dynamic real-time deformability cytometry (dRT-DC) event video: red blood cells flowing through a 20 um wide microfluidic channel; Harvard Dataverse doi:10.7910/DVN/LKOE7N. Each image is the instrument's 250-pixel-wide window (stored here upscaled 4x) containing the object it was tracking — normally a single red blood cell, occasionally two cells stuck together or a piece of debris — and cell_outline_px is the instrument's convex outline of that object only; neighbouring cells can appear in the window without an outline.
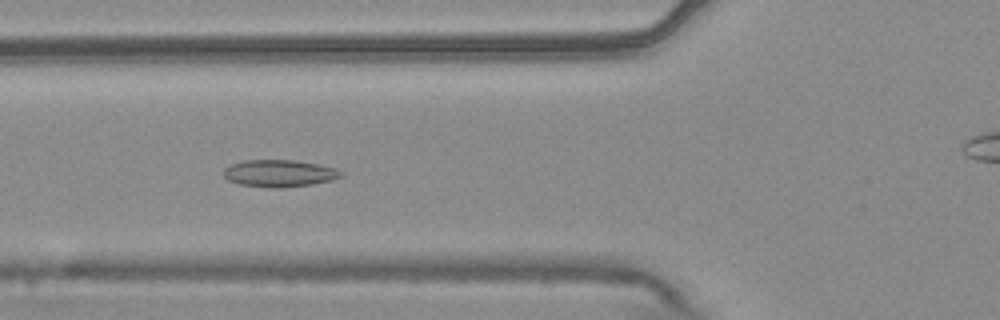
{"species": "common noctule bat (a hibernating species)", "species_latin": "Nyctalus noctula", "temperature_condition": "warm", "stored_images_in_passage": 55, "camera_frame_rate_fps": 3000, "um_per_image_px": 0.085, "animal": {"sex": "male", "body_mass_g": 20.4}, "frame": {"image": 1, "passage_image": 20, "time_ms": 6.333, "image_size_px": [1000, 320], "cell_outline_px": [[344, 172], [340, 176], [332, 180], [312, 184], [276, 188], [272, 188], [240, 184], [228, 180], [224, 176], [224, 168], [232, 164], [244, 160], [296, 160], [320, 164], [336, 168]], "centroid_in_image_um": [23.76, 14.72], "position_along_channel_um": 102.0, "area_um2": 18.5}}
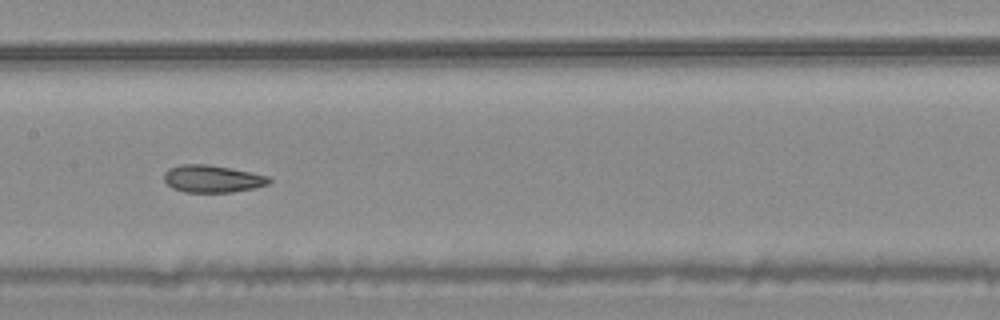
{"frame": {"image": 2, "passage_image": 27, "time_ms": 8.667, "image_size_px": [1000, 320], "cell_outline_px": [[272, 180], [268, 184], [256, 188], [232, 192], [184, 192], [172, 188], [164, 180], [164, 172], [168, 168], [180, 164], [208, 164], [252, 172], [272, 176]], "centroid_in_image_um": [18.08, 15.19], "position_along_channel_um": 189.3, "area_um2": 16.99}}
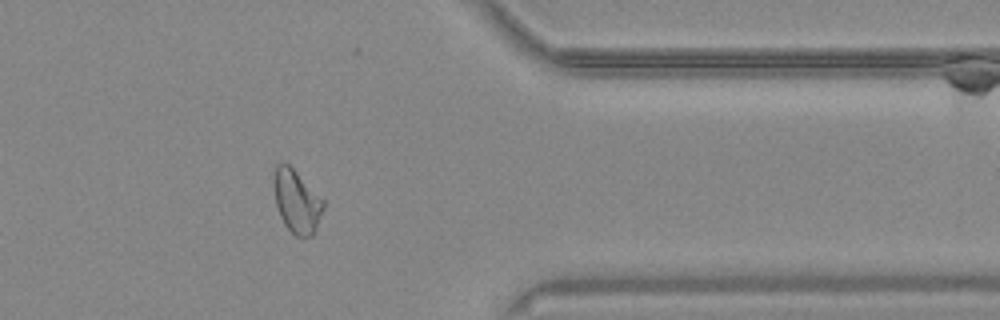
{"frame": {"image": 3, "passage_image": 44, "time_ms": 14.333, "image_size_px": [1000, 320], "cell_outline_px": [[324, 208], [316, 228], [312, 236], [296, 236], [284, 224], [280, 216], [276, 204], [272, 184], [276, 164], [288, 164], [324, 200]], "centroid_in_image_um": [25.2, 17.12], "position_along_channel_um": 386.2, "area_um2": 17.98}, "authors_computed_cell_mechanics": {"area_um2": 18.3226, "velocity_mm_per_s": 3.7221, "shape_relaxation_time_tau1_ms": null, "shape_relaxation_time_tau2_ms": 2.8204, "deformation_change_tau1": null, "deformation_change_tau2": 0.0886}}